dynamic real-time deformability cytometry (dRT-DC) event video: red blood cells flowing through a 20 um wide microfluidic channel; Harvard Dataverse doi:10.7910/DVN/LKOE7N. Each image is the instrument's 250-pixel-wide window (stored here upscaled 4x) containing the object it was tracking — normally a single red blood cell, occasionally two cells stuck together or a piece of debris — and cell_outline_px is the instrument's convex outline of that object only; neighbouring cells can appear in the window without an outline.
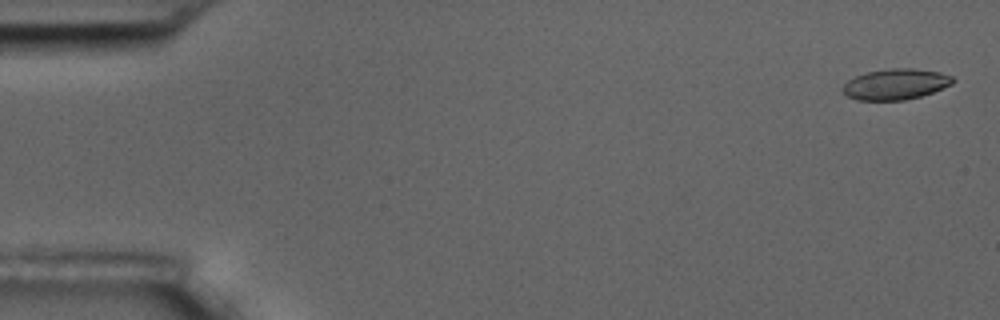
{"species": "common noctule bat (a hibernating species)", "species_latin": "Nyctalus noctula", "temperature_condition": "room temperature", "stored_images_in_passage": 6, "segment_of_instrument_passage": [1, 2], "camera_frame_rate_fps": 3000, "um_per_image_px": 0.085, "animal": {"sex": "male", "body_mass_g": 17.5, "forearm_length_mm": 52.3}, "frame": {"image": 1, "passage_image": 1, "time_ms": 0.0, "image_size_px": [1000, 320], "cell_outline_px": [[956, 80], [952, 84], [932, 92], [920, 96], [904, 100], [856, 100], [848, 96], [840, 88], [848, 80], [856, 76], [868, 72], [892, 68], [912, 68], [940, 72], [952, 76]], "centroid_in_image_um": [76.13, 7.15], "position_along_channel_um": 8.9, "area_um2": 19.65}}
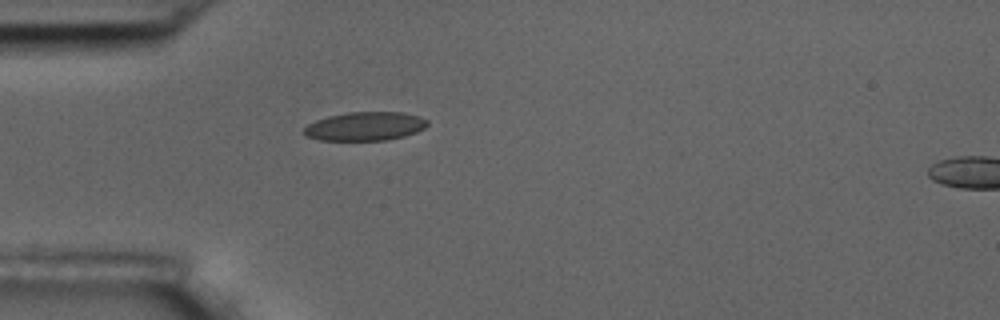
{"frame": {"image": 2, "passage_image": 5, "time_ms": 5.0, "image_size_px": [1000, 320], "cell_outline_px": [[428, 124], [424, 128], [416, 132], [404, 136], [388, 140], [320, 140], [304, 136], [304, 128], [308, 124], [316, 120], [328, 116], [348, 112], [404, 112], [420, 116], [428, 120]], "centroid_in_image_um": [31.04, 10.73], "position_along_channel_um": 54.0, "area_um2": 20.75}}